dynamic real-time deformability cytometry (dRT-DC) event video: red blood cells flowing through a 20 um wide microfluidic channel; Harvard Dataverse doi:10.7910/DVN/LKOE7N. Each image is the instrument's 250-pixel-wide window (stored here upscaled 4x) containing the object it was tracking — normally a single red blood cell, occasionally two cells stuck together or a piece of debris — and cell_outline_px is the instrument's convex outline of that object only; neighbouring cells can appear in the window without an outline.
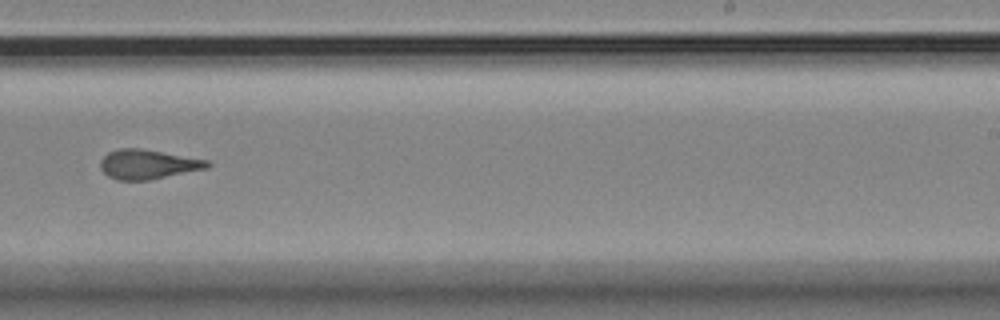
{"species": "Egyptian fruit bat (a non-hibernating species)", "species_latin": "Rousettus aegyptiacus", "temperature_condition": "room temperature", "stored_images_in_passage": 16, "camera_frame_rate_fps": 3000, "um_per_image_px": 0.085, "animal": {"sex": "female"}, "frame": {"image": 1, "passage_image": 10, "time_ms": 11.333, "image_size_px": [1000, 320], "cell_outline_px": [[212, 164], [208, 168], [148, 180], [116, 180], [108, 176], [100, 168], [100, 160], [108, 152], [120, 148], [140, 148], [208, 160]], "centroid_in_image_um": [12.56, 13.96], "position_along_channel_um": 276.4, "area_um2": 18.32}}
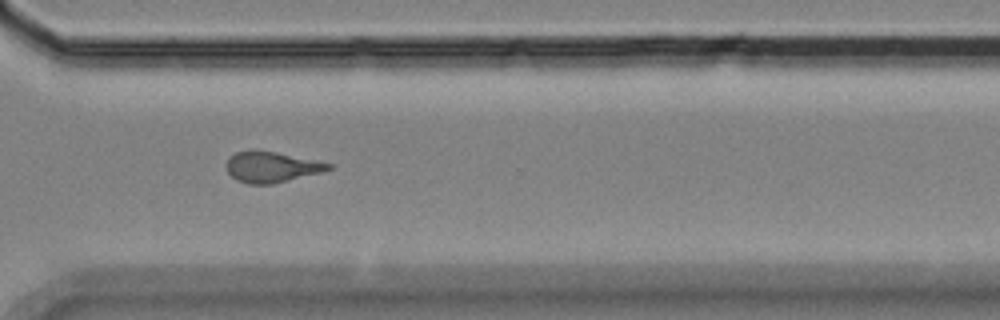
{"frame": {"image": 2, "passage_image": 12, "time_ms": 13.333, "image_size_px": [1000, 320], "cell_outline_px": [[332, 168], [320, 172], [272, 184], [248, 184], [236, 180], [224, 168], [224, 164], [236, 152], [248, 148], [256, 148], [276, 152], [332, 164]], "centroid_in_image_um": [22.98, 14.17], "position_along_channel_um": 347.6, "area_um2": 18.38}}
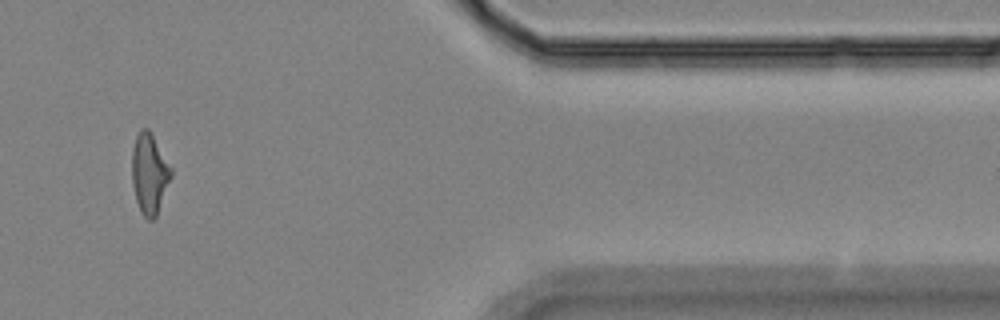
{"frame": {"image": 3, "passage_image": 14, "time_ms": 15.667, "image_size_px": [1000, 320], "cell_outline_px": [[172, 176], [156, 216], [152, 220], [148, 220], [144, 216], [136, 200], [132, 184], [132, 148], [136, 136], [140, 128], [148, 128], [172, 168]], "centroid_in_image_um": [12.7, 14.74], "position_along_channel_um": 398.7, "area_um2": 18.21}, "authors_computed_cell_mechanics": {"area_um2": 18.6405, "velocity_mm_per_s": 3.5585, "shape_relaxation_time_tau1_ms": null, "shape_relaxation_time_tau2_ms": 1.3662, "deformation_change_tau1": null, "deformation_change_tau2": 0.0736}}